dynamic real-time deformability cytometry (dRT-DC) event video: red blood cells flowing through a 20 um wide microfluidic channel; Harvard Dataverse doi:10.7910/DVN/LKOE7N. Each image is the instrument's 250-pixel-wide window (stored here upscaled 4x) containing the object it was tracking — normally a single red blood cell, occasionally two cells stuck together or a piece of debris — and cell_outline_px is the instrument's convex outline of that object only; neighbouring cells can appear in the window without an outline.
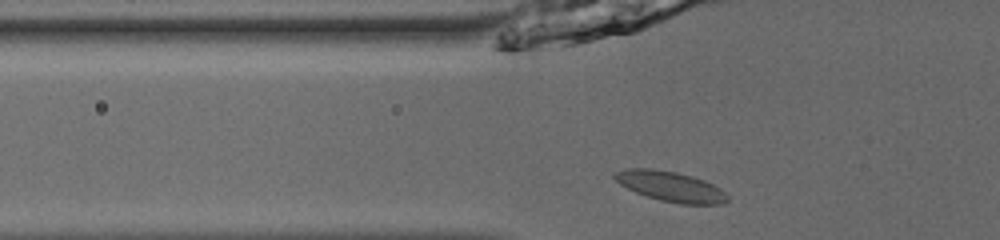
{"species": "common noctule bat (a hibernating species)", "species_latin": "Nyctalus noctula", "temperature_condition": "room temperature", "stored_images_in_passage": 35, "camera_frame_rate_fps": 3000, "um_per_image_px": 0.085, "animal": {"sex": "male", "body_mass_g": 13.0, "forearm_length_mm": 53.1}, "frame": {"image": 1, "passage_image": 2, "time_ms": 0.333, "image_size_px": [1000, 240], "cell_outline_px": [[728, 200], [720, 204], [680, 204], [660, 200], [636, 192], [620, 184], [612, 176], [616, 172], [624, 168], [652, 168], [676, 172], [692, 176], [704, 180], [720, 188], [728, 196]], "centroid_in_image_um": [56.99, 15.84], "position_along_channel_um": 68.8, "area_um2": 19.71}}
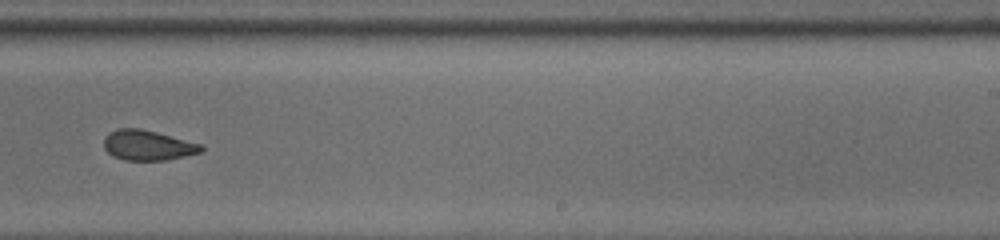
{"frame": {"image": 2, "passage_image": 18, "time_ms": 5.667, "image_size_px": [1000, 240], "cell_outline_px": [[204, 152], [164, 160], [124, 160], [112, 156], [104, 148], [104, 140], [108, 132], [116, 128], [140, 128], [204, 144]], "centroid_in_image_um": [12.58, 12.34], "position_along_channel_um": 276.4, "area_um2": 17.28}}
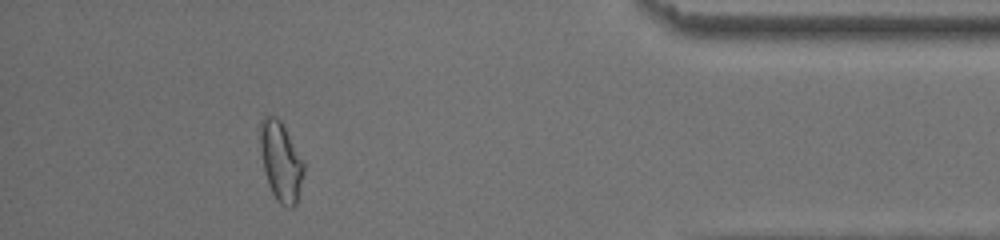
{"frame": {"image": 3, "passage_image": 31, "time_ms": 10.0, "image_size_px": [1000, 240], "cell_outline_px": [[304, 172], [296, 204], [292, 208], [288, 208], [280, 204], [276, 200], [272, 192], [264, 168], [260, 144], [260, 120], [264, 116], [276, 116], [280, 120], [304, 160]], "centroid_in_image_um": [23.89, 13.72], "position_along_channel_um": 411.3, "area_um2": 20.0}, "authors_computed_cell_mechanics": {"area_um2": 17.9758, "velocity_mm_per_s": 3.9224, "shape_relaxation_time_tau1_ms": 6.8639, "shape_relaxation_time_tau2_ms": 1.6846, "deformation_change_tau1": 0.164, "deformation_change_tau2": 0.0745}}